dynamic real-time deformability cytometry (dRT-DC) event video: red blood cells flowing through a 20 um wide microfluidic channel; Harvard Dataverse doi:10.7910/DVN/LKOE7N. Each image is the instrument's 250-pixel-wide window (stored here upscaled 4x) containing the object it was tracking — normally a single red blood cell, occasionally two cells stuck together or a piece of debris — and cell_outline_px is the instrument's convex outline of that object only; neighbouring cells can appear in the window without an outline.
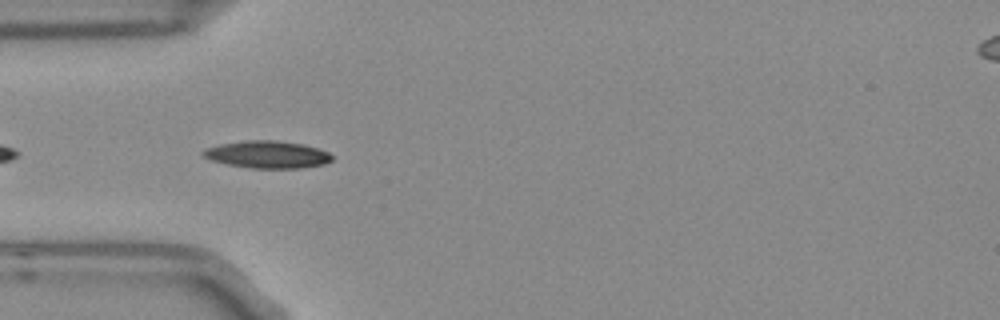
{"species": "Egyptian fruit bat (a non-hibernating species)", "species_latin": "Rousettus aegyptiacus", "temperature_condition": "room temperature", "stored_images_in_passage": 41, "camera_frame_rate_fps": 3000, "um_per_image_px": 0.085, "frame": {"image": 1, "passage_image": 3, "time_ms": 0.667, "image_size_px": [1000, 320], "cell_outline_px": [[332, 160], [324, 164], [300, 168], [252, 168], [228, 164], [212, 160], [204, 156], [200, 152], [208, 148], [220, 144], [244, 140], [276, 140], [304, 144], [328, 152], [332, 156]], "centroid_in_image_um": [22.74, 13.13], "position_along_channel_um": 62.3, "area_um2": 20.35}}
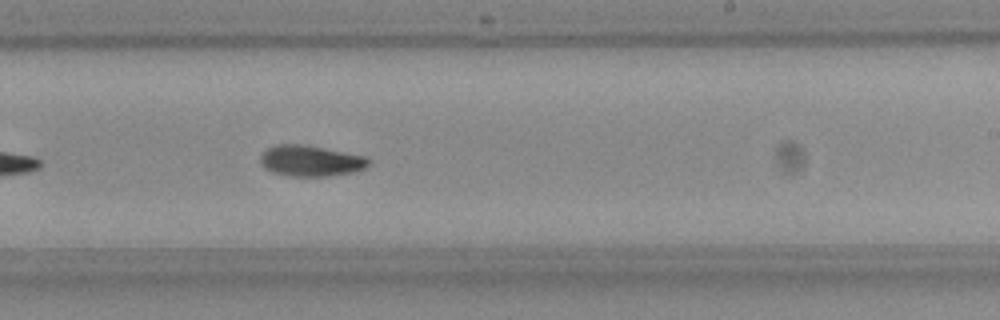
{"frame": {"image": 2, "passage_image": 19, "time_ms": 6.0, "image_size_px": [1000, 320], "cell_outline_px": [[372, 160], [368, 168], [356, 172], [328, 176], [288, 176], [272, 172], [264, 168], [260, 164], [260, 156], [268, 148], [276, 144], [300, 144], [368, 156]], "centroid_in_image_um": [26.46, 13.68], "position_along_channel_um": 262.5, "area_um2": 19.83}}
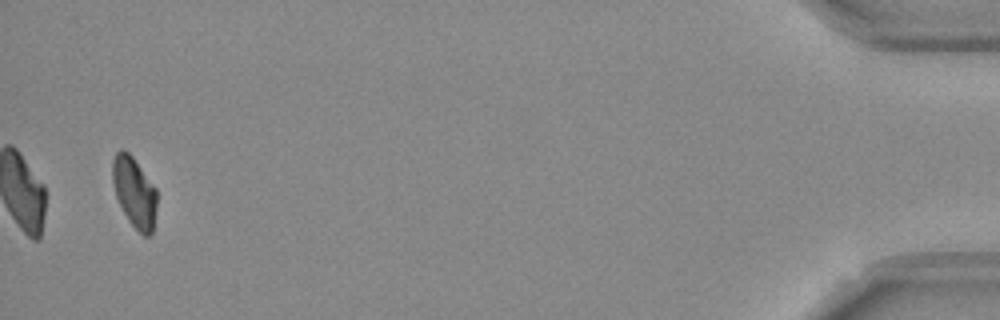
{"frame": {"image": 3, "passage_image": 39, "time_ms": 12.667, "image_size_px": [1000, 320], "cell_outline_px": [[156, 208], [152, 236], [144, 236], [128, 220], [116, 196], [112, 184], [112, 160], [116, 152], [120, 148], [128, 152], [132, 156], [156, 188]], "centroid_in_image_um": [11.41, 16.33], "position_along_channel_um": 423.8, "area_um2": 18.15}, "authors_computed_cell_mechanics": {"area_um2": 19.2474, "velocity_mm_per_s": 3.7636, "shape_relaxation_time_tau1_ms": 5.0919, "shape_relaxation_time_tau2_ms": null, "deformation_change_tau1": 0.1465, "deformation_change_tau2": null}}